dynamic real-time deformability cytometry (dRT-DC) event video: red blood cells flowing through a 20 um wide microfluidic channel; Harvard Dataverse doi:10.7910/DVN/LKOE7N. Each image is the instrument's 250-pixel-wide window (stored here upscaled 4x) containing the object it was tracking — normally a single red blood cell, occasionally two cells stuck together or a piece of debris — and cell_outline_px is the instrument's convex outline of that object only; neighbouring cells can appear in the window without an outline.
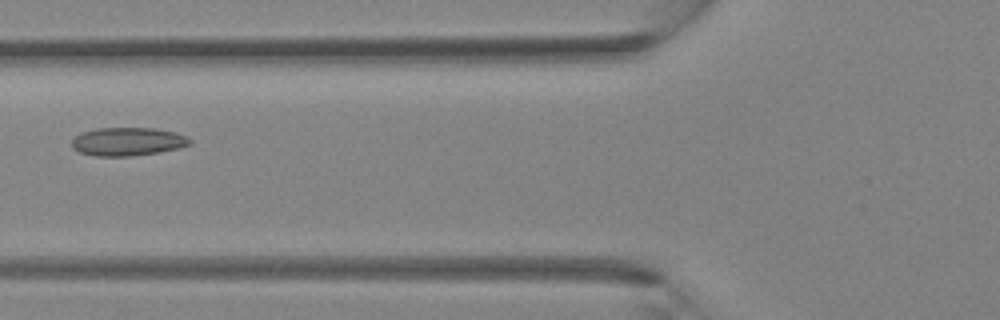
{"species": "Egyptian fruit bat (a non-hibernating species)", "species_latin": "Rousettus aegyptiacus", "temperature_condition": "room temperature", "stored_images_in_passage": 3, "camera_frame_rate_fps": 3000, "um_per_image_px": 0.085, "animal": {"sex": "female"}, "frame": {"image": 1, "passage_image": 3, "time_ms": 2.333, "image_size_px": [1000, 320], "cell_outline_px": [[192, 144], [176, 148], [156, 152], [128, 156], [96, 156], [80, 152], [72, 148], [72, 140], [76, 136], [84, 132], [96, 128], [156, 128], [176, 132], [188, 136], [192, 140]], "centroid_in_image_um": [10.88, 12.02], "position_along_channel_um": 114.9, "area_um2": 19.36}}